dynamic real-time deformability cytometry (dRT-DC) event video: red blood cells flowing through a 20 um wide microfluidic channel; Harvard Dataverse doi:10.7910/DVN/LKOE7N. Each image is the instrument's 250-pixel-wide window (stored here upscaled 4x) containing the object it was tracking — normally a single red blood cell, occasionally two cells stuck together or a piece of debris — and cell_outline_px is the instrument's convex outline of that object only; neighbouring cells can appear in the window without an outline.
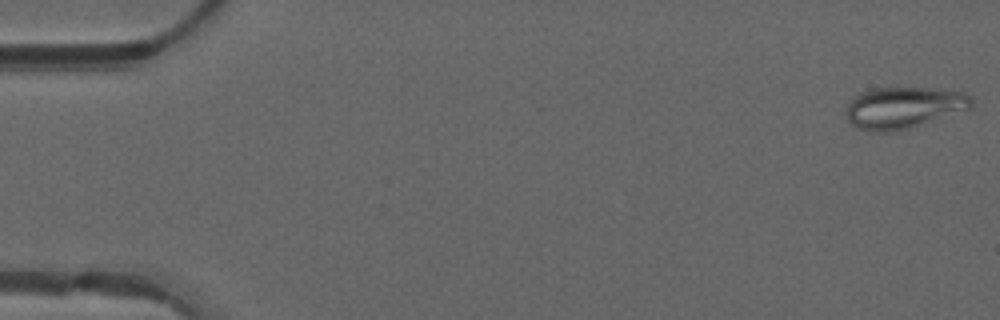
{"species": "common noctule bat (a hibernating species)", "species_latin": "Nyctalus noctula", "temperature_condition": "warm", "stored_images_in_passage": 45, "camera_frame_rate_fps": 3000, "um_per_image_px": 0.085, "animal": {"sex": "male", "forearm_length_mm": 52.5}, "frame": {"image": 1, "passage_image": 1, "time_ms": 0.0, "image_size_px": [1000, 320], "cell_outline_px": [[972, 108], [912, 128], [892, 132], [868, 132], [856, 128], [848, 120], [844, 108], [860, 92], [872, 88], [928, 88], [964, 92], [972, 96]], "centroid_in_image_um": [76.8, 9.17], "position_along_channel_um": 8.2, "area_um2": 30.75}}
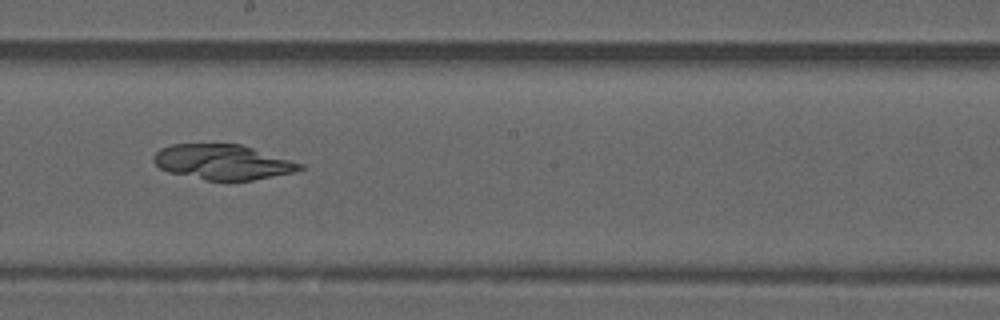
{"frame": {"image": 2, "passage_image": 24, "time_ms": 7.667, "image_size_px": [1000, 320], "cell_outline_px": [[304, 168], [296, 172], [252, 180], [204, 180], [168, 172], [160, 168], [152, 160], [152, 156], [160, 148], [172, 144], [240, 144], [304, 164]], "centroid_in_image_um": [18.91, 13.78], "position_along_channel_um": 229.3, "area_um2": 29.88}}
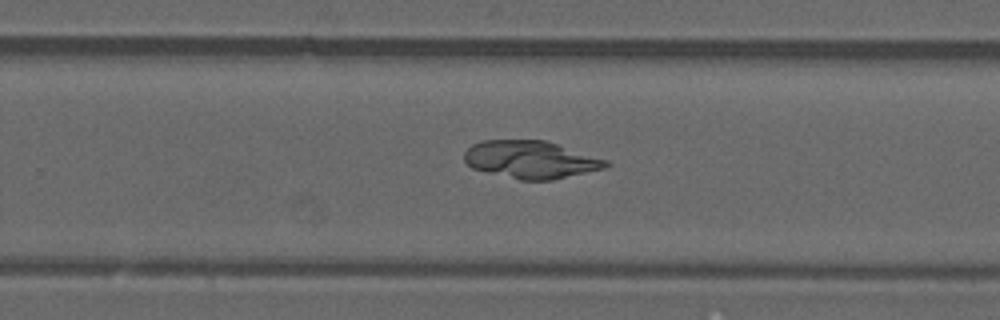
{"frame": {"image": 3, "passage_image": 28, "time_ms": 9.0, "image_size_px": [1000, 320], "cell_outline_px": [[612, 164], [604, 168], [552, 180], [520, 180], [472, 168], [464, 160], [464, 152], [472, 144], [484, 140], [544, 140], [608, 160]], "centroid_in_image_um": [45.11, 13.56], "position_along_channel_um": 284.7, "area_um2": 30.81}}